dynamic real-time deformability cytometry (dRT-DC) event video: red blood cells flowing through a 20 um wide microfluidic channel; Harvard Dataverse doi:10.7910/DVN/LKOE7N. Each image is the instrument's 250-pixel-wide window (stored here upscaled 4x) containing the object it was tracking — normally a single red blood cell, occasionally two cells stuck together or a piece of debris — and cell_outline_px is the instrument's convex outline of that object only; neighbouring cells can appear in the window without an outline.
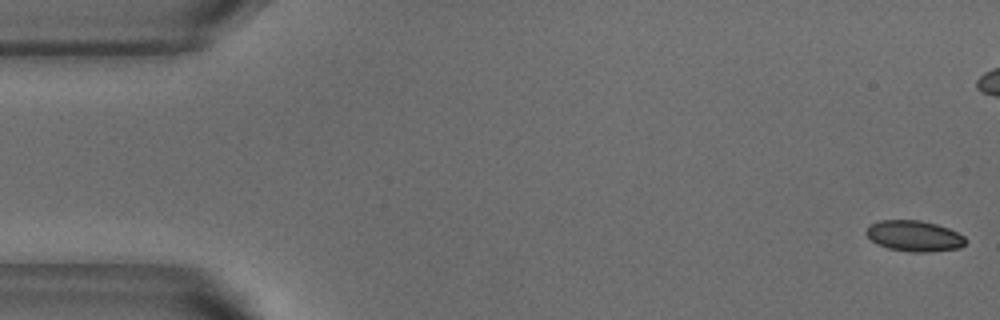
{"species": "common noctule bat (a hibernating species)", "species_latin": "Nyctalus noctula", "temperature_condition": "warm", "stored_images_in_passage": 53, "camera_frame_rate_fps": 3000, "um_per_image_px": 0.085, "animal": {"sex": "male", "body_mass_g": 18.8}, "frame": {"image": 1, "passage_image": 1, "time_ms": 0.0, "image_size_px": [1000, 320], "cell_outline_px": [[964, 244], [960, 248], [932, 252], [912, 252], [888, 248], [876, 244], [864, 232], [868, 224], [880, 220], [920, 220], [936, 224], [948, 228], [964, 236]], "centroid_in_image_um": [77.66, 20.05], "position_along_channel_um": 7.3, "area_um2": 17.92}}
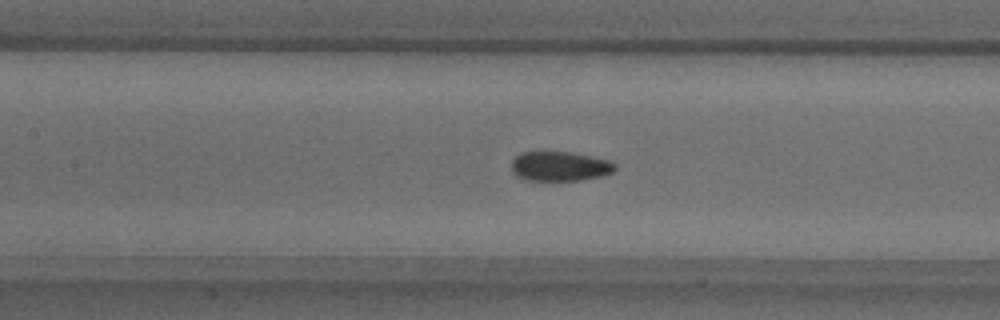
{"frame": {"image": 2, "passage_image": 23, "time_ms": 7.333, "image_size_px": [1000, 320], "cell_outline_px": [[616, 168], [612, 172], [604, 176], [580, 180], [528, 180], [516, 176], [512, 172], [512, 160], [520, 152], [572, 152], [612, 160], [616, 164]], "centroid_in_image_um": [47.62, 14.13], "position_along_channel_um": 159.8, "area_um2": 18.03}, "authors_computed_cell_mechanics": {"area_um2": 18.4382, "velocity_mm_per_s": 3.8245, "shape_relaxation_time_tau1_ms": 3.7072, "shape_relaxation_time_tau2_ms": 0.9064, "deformation_change_tau1": 0.0973, "deformation_change_tau2": 0.0403}}